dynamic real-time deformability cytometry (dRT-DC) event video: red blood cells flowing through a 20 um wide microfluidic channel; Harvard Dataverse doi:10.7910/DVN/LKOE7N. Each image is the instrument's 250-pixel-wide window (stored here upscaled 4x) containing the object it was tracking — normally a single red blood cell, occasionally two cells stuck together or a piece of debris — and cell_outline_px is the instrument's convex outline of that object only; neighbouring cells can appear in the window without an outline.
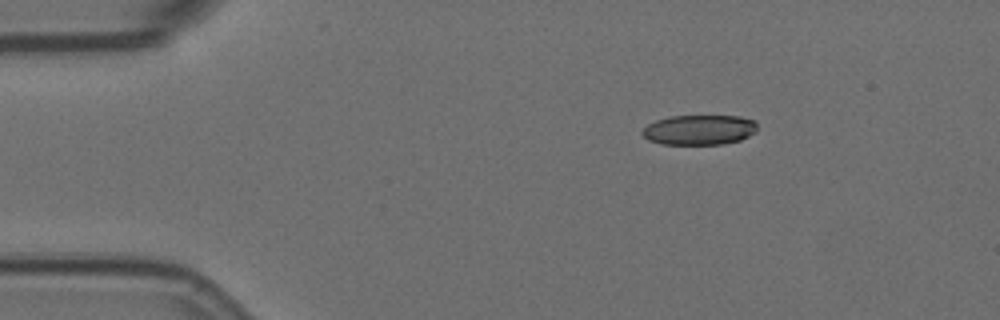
{"species": "Egyptian fruit bat (a non-hibernating species)", "species_latin": "Rousettus aegyptiacus", "temperature_condition": "room temperature", "stored_images_in_passage": 4, "camera_frame_rate_fps": 3000, "um_per_image_px": 0.085, "animal": {"sex": "female"}, "frame": {"image": 1, "passage_image": 2, "time_ms": 0.333, "image_size_px": [1000, 320], "cell_outline_px": [[756, 132], [740, 140], [724, 144], [660, 144], [648, 140], [640, 132], [648, 124], [656, 120], [668, 116], [740, 116], [756, 120]], "centroid_in_image_um": [59.44, 11.03], "position_along_channel_um": 25.6, "area_um2": 20.23}}